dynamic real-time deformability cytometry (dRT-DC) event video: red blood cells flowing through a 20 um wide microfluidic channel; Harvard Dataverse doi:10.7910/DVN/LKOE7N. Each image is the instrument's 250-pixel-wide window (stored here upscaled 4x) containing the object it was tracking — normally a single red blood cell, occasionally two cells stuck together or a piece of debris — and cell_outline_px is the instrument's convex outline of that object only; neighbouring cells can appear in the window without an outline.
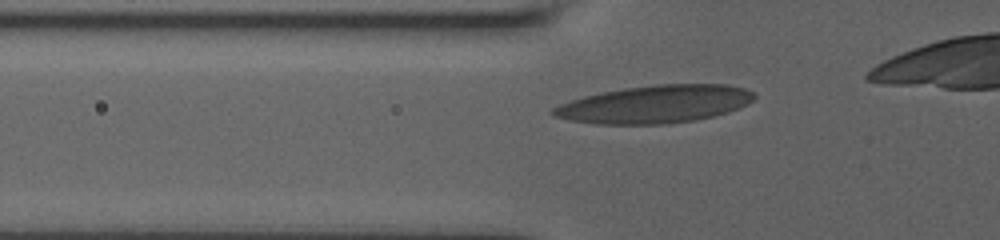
{"species": "human", "species_latin": "Homo sapiens", "temperature_condition": "room temperature", "stored_images_in_passage": 29, "camera_frame_rate_fps": 3000, "um_per_image_px": 0.085, "donor": {"sex": "male"}, "frame": {"image": 1, "passage_image": 4, "time_ms": 1.0, "image_size_px": [1000, 240], "cell_outline_px": [[756, 96], [748, 104], [728, 112], [712, 116], [692, 120], [664, 124], [596, 124], [568, 120], [556, 116], [548, 112], [552, 108], [560, 104], [584, 96], [624, 88], [656, 84], [728, 84], [744, 88], [756, 92]], "centroid_in_image_um": [55.69, 8.85], "position_along_channel_um": 70.1, "area_um2": 44.16}}
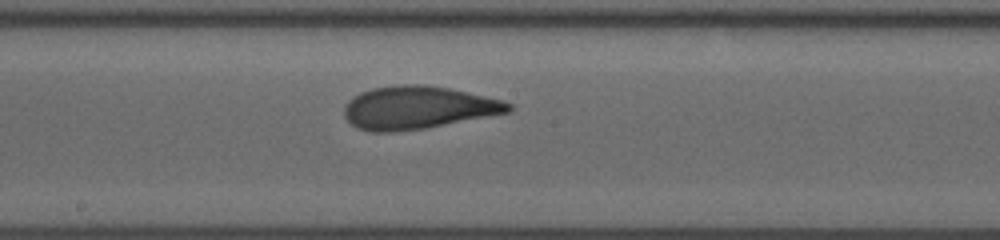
{"frame": {"image": 2, "passage_image": 15, "time_ms": 4.667, "image_size_px": [1000, 240], "cell_outline_px": [[512, 112], [424, 128], [396, 132], [372, 132], [360, 128], [352, 124], [344, 116], [344, 108], [348, 100], [352, 96], [360, 92], [372, 88], [396, 84], [424, 84], [448, 88], [504, 100], [512, 104]], "centroid_in_image_um": [35.52, 9.14], "position_along_channel_um": 212.7, "area_um2": 41.15}}
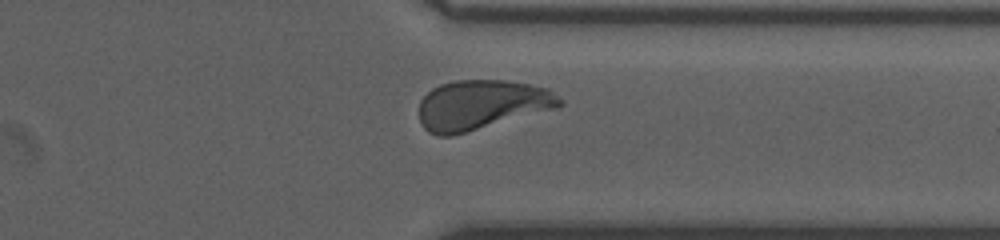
{"frame": {"image": 3, "passage_image": 26, "time_ms": 8.667, "image_size_px": [1000, 240], "cell_outline_px": [[564, 104], [556, 108], [452, 136], [440, 136], [428, 132], [424, 128], [420, 120], [420, 100], [432, 88], [440, 84], [456, 80], [504, 80], [532, 84], [548, 88], [564, 100]], "centroid_in_image_um": [40.94, 8.9], "position_along_channel_um": 370.5, "area_um2": 40.81}}